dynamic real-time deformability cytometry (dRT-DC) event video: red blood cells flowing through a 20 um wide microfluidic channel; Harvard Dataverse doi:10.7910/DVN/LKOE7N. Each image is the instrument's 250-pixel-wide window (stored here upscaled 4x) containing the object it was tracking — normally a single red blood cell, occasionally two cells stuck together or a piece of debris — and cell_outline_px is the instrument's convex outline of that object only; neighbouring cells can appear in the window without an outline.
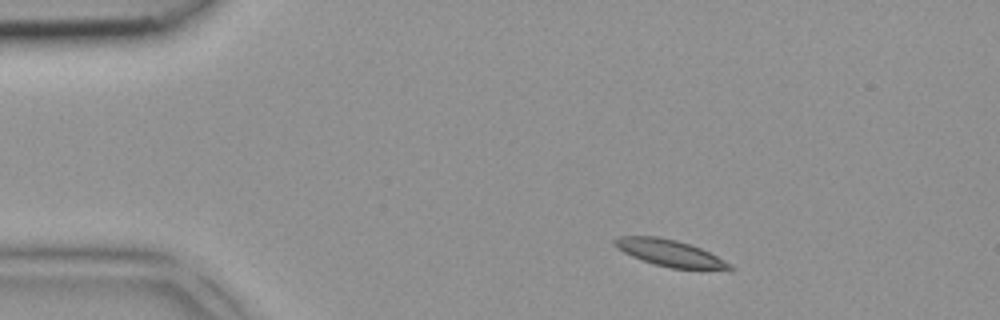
{"species": "common noctule bat (a hibernating species)", "species_latin": "Nyctalus noctula", "temperature_condition": "room temperature", "stored_images_in_passage": 2, "segment_of_instrument_passage": [1, 2], "camera_frame_rate_fps": 3000, "um_per_image_px": 0.085, "animal": {"sex": "female", "body_mass_g": 18.4}, "frame": {"image": 1, "passage_image": 1, "time_ms": 0.0, "image_size_px": [1000, 320], "cell_outline_px": [[736, 268], [672, 268], [656, 264], [632, 256], [616, 248], [612, 244], [612, 240], [616, 236], [660, 236], [676, 240], [700, 248], [732, 264]], "centroid_in_image_um": [56.83, 21.47], "position_along_channel_um": 28.2, "area_um2": 17.4}}